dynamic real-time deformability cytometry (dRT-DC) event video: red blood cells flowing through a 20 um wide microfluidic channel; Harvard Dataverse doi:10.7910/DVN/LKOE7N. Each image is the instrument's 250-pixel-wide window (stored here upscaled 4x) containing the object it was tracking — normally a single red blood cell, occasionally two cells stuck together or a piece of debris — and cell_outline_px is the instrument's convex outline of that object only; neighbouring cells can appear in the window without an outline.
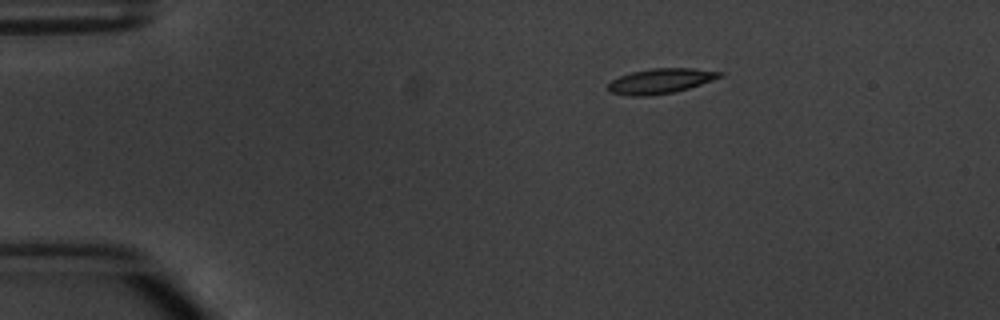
{"species": "common noctule bat (a hibernating species)", "species_latin": "Nyctalus noctula", "temperature_condition": "warm", "stored_images_in_passage": 3, "camera_frame_rate_fps": 3000, "um_per_image_px": 0.085, "animal": {"sex": "male", "body_mass_g": 20.1, "forearm_length_mm": 53.5}, "frame": {"image": 1, "passage_image": 1, "time_ms": 0.0, "image_size_px": [1000, 320], "cell_outline_px": [[724, 76], [688, 88], [672, 92], [648, 96], [628, 96], [608, 92], [608, 84], [612, 80], [620, 76], [632, 72], [652, 68], [692, 68], [724, 72]], "centroid_in_image_um": [56.13, 6.88], "position_along_channel_um": 28.9, "area_um2": 16.24}}
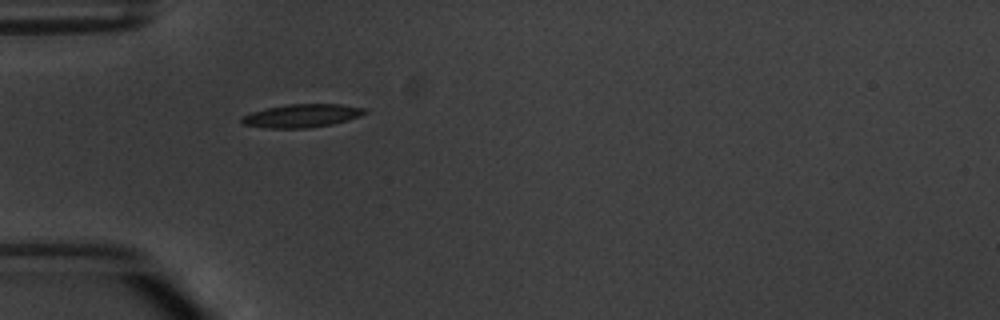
{"frame": {"image": 2, "passage_image": 3, "time_ms": 2.333, "image_size_px": [1000, 320], "cell_outline_px": [[368, 112], [360, 116], [348, 120], [332, 124], [308, 128], [264, 128], [244, 124], [240, 120], [240, 116], [252, 112], [268, 108], [288, 104], [340, 104], [364, 108]], "centroid_in_image_um": [25.65, 9.84], "position_along_channel_um": 59.4, "area_um2": 16.65}}